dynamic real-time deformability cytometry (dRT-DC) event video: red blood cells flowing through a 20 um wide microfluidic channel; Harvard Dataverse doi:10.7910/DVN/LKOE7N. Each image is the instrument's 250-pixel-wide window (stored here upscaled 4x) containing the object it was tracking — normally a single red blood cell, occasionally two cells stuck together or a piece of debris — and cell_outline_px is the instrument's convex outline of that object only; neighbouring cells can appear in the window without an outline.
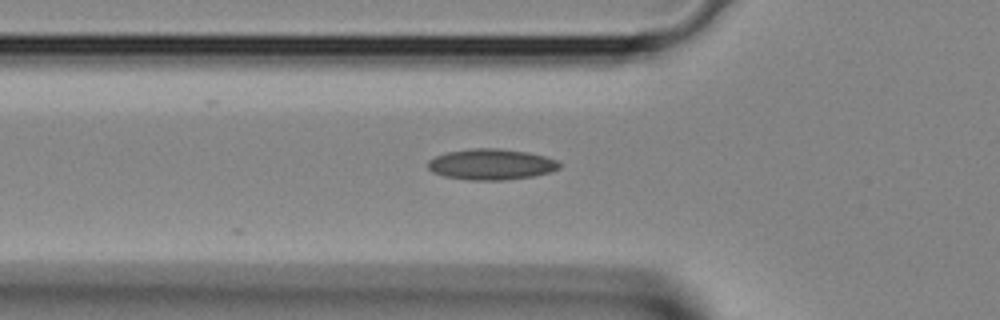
{"species": "Egyptian fruit bat (a non-hibernating species)", "species_latin": "Rousettus aegyptiacus", "temperature_condition": "room temperature", "stored_images_in_passage": 32, "camera_frame_rate_fps": 3000, "um_per_image_px": 0.085, "animal": {"sex": "female"}, "frame": {"image": 1, "passage_image": 8, "time_ms": 2.333, "image_size_px": [1000, 320], "cell_outline_px": [[560, 168], [552, 172], [532, 176], [504, 180], [468, 180], [444, 176], [432, 172], [428, 168], [428, 160], [436, 156], [448, 152], [472, 148], [496, 148], [528, 152], [544, 156], [556, 160], [560, 164]], "centroid_in_image_um": [41.75, 13.97], "position_along_channel_um": 84.0, "area_um2": 23.64}}
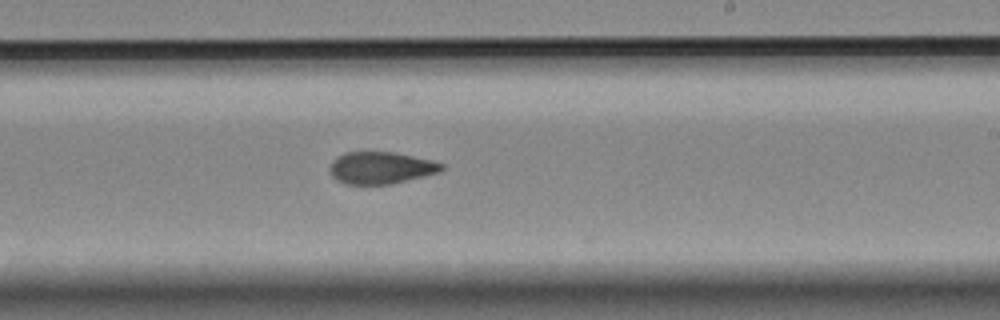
{"frame": {"image": 2, "passage_image": 18, "time_ms": 5.667, "image_size_px": [1000, 320], "cell_outline_px": [[444, 168], [440, 172], [392, 184], [344, 184], [336, 180], [332, 176], [328, 168], [332, 160], [336, 156], [344, 152], [396, 152], [432, 160], [444, 164]], "centroid_in_image_um": [32.35, 14.26], "position_along_channel_um": 256.7, "area_um2": 21.15}}
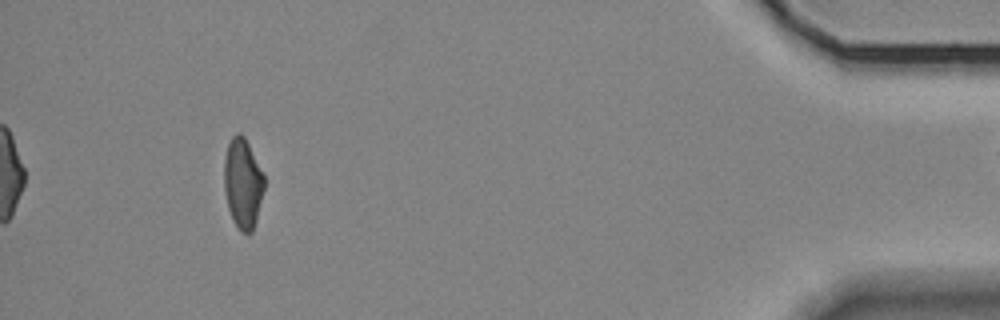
{"frame": {"image": 3, "passage_image": 31, "time_ms": 10.0, "image_size_px": [1000, 320], "cell_outline_px": [[264, 188], [256, 220], [252, 232], [240, 232], [232, 220], [228, 208], [224, 192], [224, 156], [228, 144], [232, 136], [236, 132], [240, 132], [244, 136], [264, 176]], "centroid_in_image_um": [20.61, 15.58], "position_along_channel_um": 414.6, "area_um2": 20.98}}